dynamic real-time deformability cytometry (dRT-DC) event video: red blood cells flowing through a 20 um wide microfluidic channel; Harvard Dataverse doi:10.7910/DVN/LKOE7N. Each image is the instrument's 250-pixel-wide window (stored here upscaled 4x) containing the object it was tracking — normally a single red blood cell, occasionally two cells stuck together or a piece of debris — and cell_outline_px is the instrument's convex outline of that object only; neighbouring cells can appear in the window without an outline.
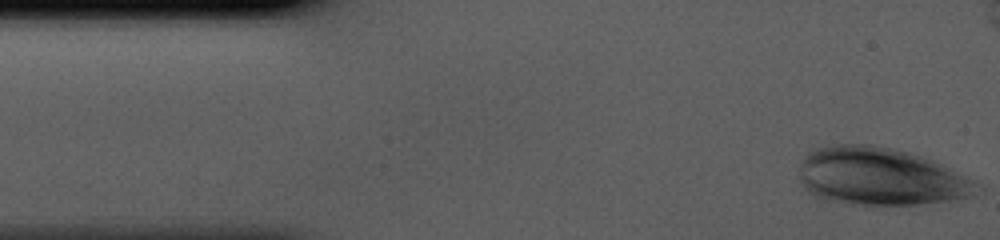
{"species": "human", "species_latin": "Homo sapiens", "temperature_condition": "cold", "stored_images_in_passage": 36, "camera_frame_rate_fps": 3000, "um_per_image_px": 0.085, "donor": {"sex": "male"}, "frame": {"image": 1, "passage_image": 1, "time_ms": 0.0, "image_size_px": [1000, 240], "cell_outline_px": [[984, 192], [976, 196], [920, 204], [864, 208], [824, 200], [808, 192], [800, 184], [800, 164], [804, 156], [808, 152], [816, 148], [832, 144], [872, 144], [896, 148], [932, 160], [972, 180], [984, 188]], "centroid_in_image_um": [74.81, 15.05], "position_along_channel_um": 10.2, "area_um2": 61.27}}
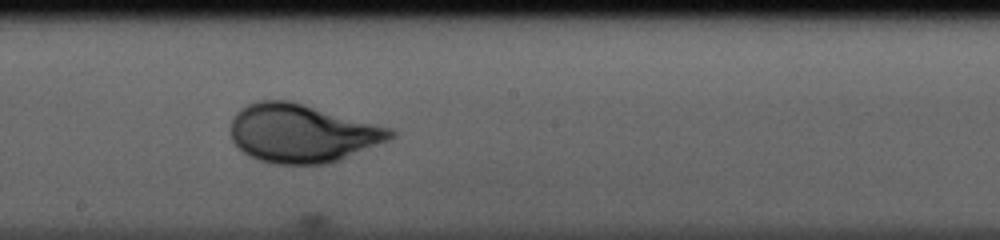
{"frame": {"image": 2, "passage_image": 22, "time_ms": 7.0, "image_size_px": [1000, 240], "cell_outline_px": [[396, 136], [388, 140], [340, 160], [324, 164], [272, 164], [260, 160], [244, 152], [232, 140], [232, 120], [236, 112], [240, 108], [248, 104], [260, 100], [288, 100], [304, 104], [396, 128]], "centroid_in_image_um": [25.73, 11.32], "position_along_channel_um": 222.5, "area_um2": 54.45}}
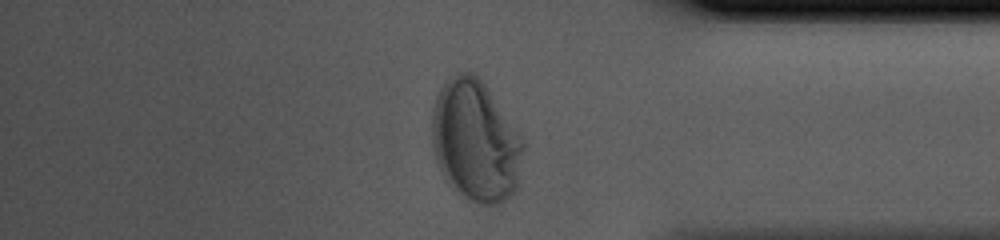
{"frame": {"image": 3, "passage_image": 35, "time_ms": 11.333, "image_size_px": [1000, 240], "cell_outline_px": [[524, 148], [516, 188], [500, 204], [480, 204], [464, 196], [448, 184], [444, 180], [440, 172], [432, 148], [432, 108], [436, 96], [440, 88], [456, 72], [472, 72], [484, 84], [524, 140]], "centroid_in_image_um": [40.39, 11.99], "position_along_channel_um": 394.8, "area_um2": 64.22}}